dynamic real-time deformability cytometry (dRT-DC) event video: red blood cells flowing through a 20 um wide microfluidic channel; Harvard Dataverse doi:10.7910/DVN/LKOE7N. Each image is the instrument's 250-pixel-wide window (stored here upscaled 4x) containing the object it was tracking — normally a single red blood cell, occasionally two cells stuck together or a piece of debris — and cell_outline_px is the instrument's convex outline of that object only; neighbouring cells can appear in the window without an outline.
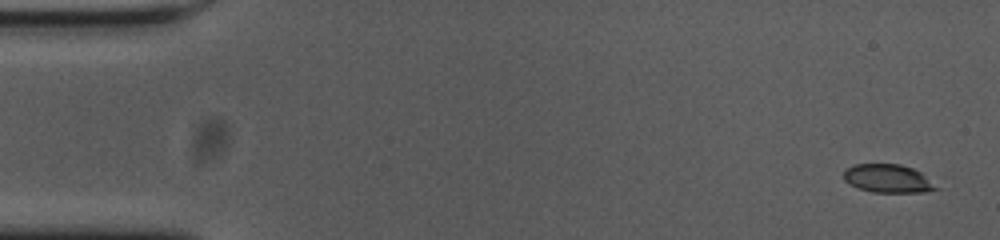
{"species": "common noctule bat (a hibernating species)", "species_latin": "Nyctalus noctula", "temperature_condition": "cold", "stored_images_in_passage": 55, "camera_frame_rate_fps": 3000, "um_per_image_px": 0.085, "animal": {"sex": "female", "body_mass_g": 23.0, "forearm_length_mm": 53.4}, "frame": {"image": 1, "passage_image": 1, "time_ms": 0.0, "image_size_px": [1000, 240], "cell_outline_px": [[940, 188], [924, 192], [872, 192], [860, 188], [844, 180], [844, 172], [848, 168], [856, 164], [900, 164], [912, 168], [920, 172]], "centroid_in_image_um": [75.5, 15.17], "position_along_channel_um": 9.5, "area_um2": 14.97}}
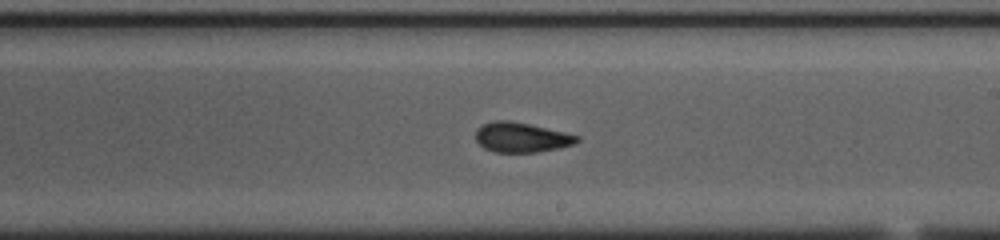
{"frame": {"image": 2, "passage_image": 31, "time_ms": 10.0, "image_size_px": [1000, 240], "cell_outline_px": [[580, 140], [572, 144], [560, 148], [536, 152], [496, 152], [484, 148], [476, 140], [476, 128], [484, 124], [496, 120], [508, 120], [528, 124], [564, 132], [580, 136]], "centroid_in_image_um": [44.31, 11.68], "position_along_channel_um": 244.7, "area_um2": 17.46}}
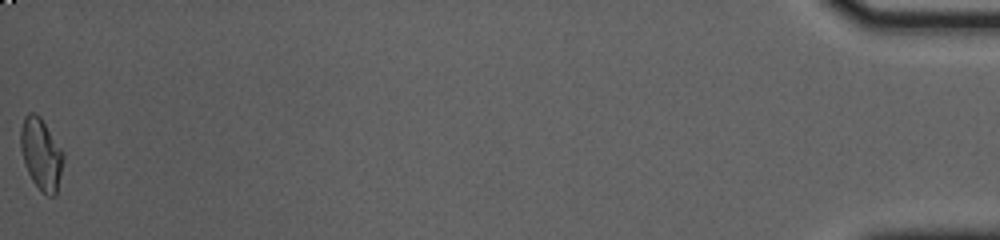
{"frame": {"image": 3, "passage_image": 55, "time_ms": 18.0, "image_size_px": [1000, 240], "cell_outline_px": [[64, 156], [56, 196], [48, 196], [32, 180], [24, 164], [20, 148], [20, 128], [24, 116], [28, 112], [32, 112], [40, 116], [64, 152]], "centroid_in_image_um": [3.48, 13.06], "position_along_channel_um": 431.7, "area_um2": 17.8}, "authors_computed_cell_mechanics": {"area_um2": 17.4556, "velocity_mm_per_s": 3.6364, "shape_relaxation_time_tau1_ms": 8.1211, "shape_relaxation_time_tau2_ms": 2.2403, "deformation_change_tau1": 0.2038, "deformation_change_tau2": 0.0714}}